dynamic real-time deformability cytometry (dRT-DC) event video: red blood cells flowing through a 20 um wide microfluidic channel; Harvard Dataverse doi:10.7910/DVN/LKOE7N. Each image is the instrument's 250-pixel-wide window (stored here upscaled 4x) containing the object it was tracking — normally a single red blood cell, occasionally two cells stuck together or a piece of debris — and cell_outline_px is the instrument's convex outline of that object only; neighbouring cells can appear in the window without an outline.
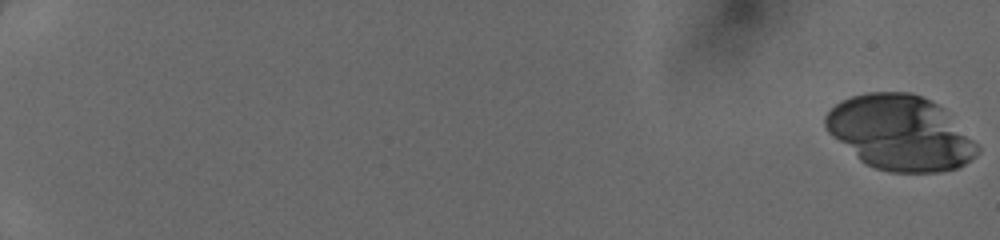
{"species": "human", "species_latin": "Homo sapiens", "temperature_condition": "cold", "stored_images_in_passage": 15, "camera_frame_rate_fps": 3000, "um_per_image_px": 0.085, "donor": {"sex": "female"}, "frame": {"image": 1, "passage_image": 1, "time_ms": 0.0, "image_size_px": [1000, 240], "cell_outline_px": [[980, 152], [976, 156], [964, 164], [956, 168], [940, 172], [888, 172], [876, 168], [860, 160], [832, 136], [828, 132], [824, 124], [824, 116], [840, 100], [852, 96], [868, 92], [912, 92], [936, 104], [980, 148]], "centroid_in_image_um": [76.46, 11.29], "position_along_channel_um": 8.5, "area_um2": 65.26}}